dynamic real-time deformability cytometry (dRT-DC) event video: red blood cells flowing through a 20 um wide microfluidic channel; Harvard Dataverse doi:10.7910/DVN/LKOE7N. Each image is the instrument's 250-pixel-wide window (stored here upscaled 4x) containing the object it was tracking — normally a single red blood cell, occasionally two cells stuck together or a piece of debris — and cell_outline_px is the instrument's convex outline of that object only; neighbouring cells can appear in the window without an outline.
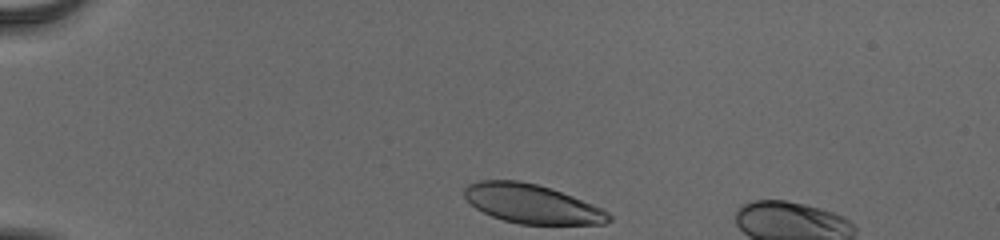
{"species": "human", "species_latin": "Homo sapiens", "temperature_condition": "cold", "stored_images_in_passage": 34, "camera_frame_rate_fps": 3000, "um_per_image_px": 0.085, "donor": {"sex": "male"}, "frame": {"image": 1, "passage_image": 1, "time_ms": 0.0, "image_size_px": [1000, 240], "cell_outline_px": [[612, 220], [604, 224], [520, 224], [504, 220], [492, 216], [476, 208], [464, 196], [464, 188], [468, 184], [480, 180], [520, 180], [536, 184], [572, 196], [592, 204], [608, 212], [612, 216]], "centroid_in_image_um": [45.21, 17.33], "position_along_channel_um": 39.8, "area_um2": 32.6}}
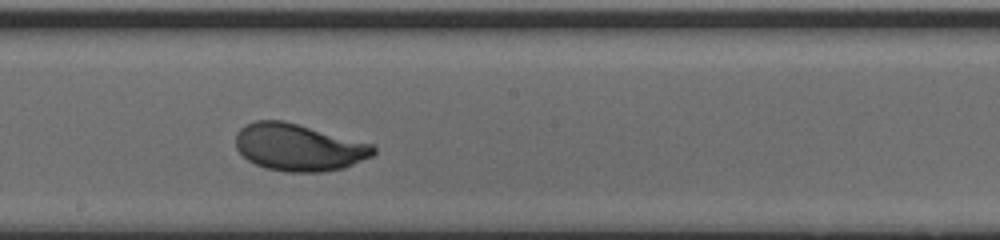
{"frame": {"image": 2, "passage_image": 20, "time_ms": 6.333, "image_size_px": [1000, 240], "cell_outline_px": [[376, 152], [372, 156], [344, 168], [324, 172], [284, 172], [268, 168], [256, 164], [248, 160], [236, 148], [236, 132], [244, 124], [256, 120], [284, 120], [372, 144], [376, 148]], "centroid_in_image_um": [25.38, 12.52], "position_along_channel_um": 222.8, "area_um2": 37.86}}
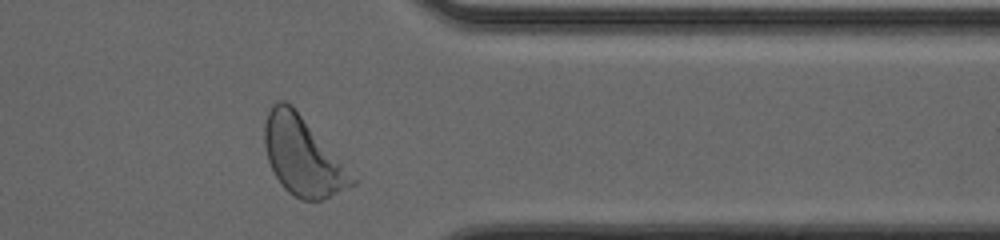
{"frame": {"image": 3, "passage_image": 33, "time_ms": 10.667, "image_size_px": [1000, 240], "cell_outline_px": [[356, 184], [320, 200], [300, 200], [288, 192], [280, 184], [268, 160], [264, 144], [264, 124], [268, 112], [272, 104], [276, 100], [284, 100], [292, 104], [356, 180]], "centroid_in_image_um": [25.66, 13.25], "position_along_channel_um": 385.7, "area_um2": 39.19}, "authors_computed_cell_mechanics": {"area_um2": 36.703, "velocity_mm_per_s": 3.8521, "shape_relaxation_time_tau1_ms": 3.0073, "shape_relaxation_time_tau2_ms": null, "deformation_change_tau1": 0.1876, "deformation_change_tau2": null}}